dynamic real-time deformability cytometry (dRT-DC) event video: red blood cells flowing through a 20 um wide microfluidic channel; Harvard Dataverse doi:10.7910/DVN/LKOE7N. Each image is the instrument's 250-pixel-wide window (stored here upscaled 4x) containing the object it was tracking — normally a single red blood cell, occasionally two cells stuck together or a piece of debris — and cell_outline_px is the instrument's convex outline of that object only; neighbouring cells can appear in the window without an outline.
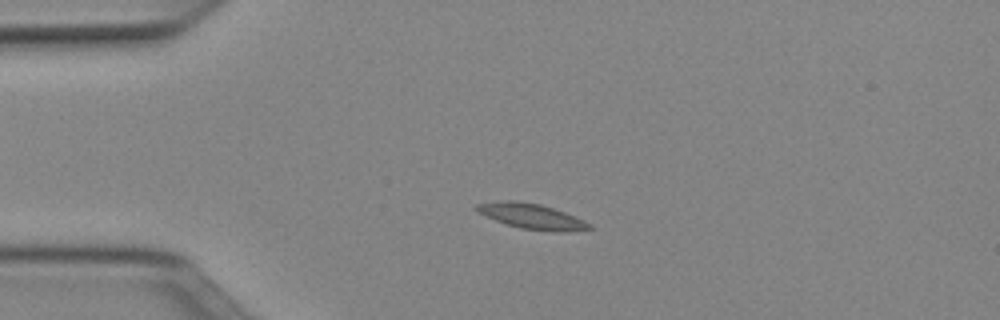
{"species": "Egyptian fruit bat (a non-hibernating species)", "species_latin": "Rousettus aegyptiacus", "temperature_condition": "cold", "stored_images_in_passage": 51, "camera_frame_rate_fps": 3000, "um_per_image_px": 0.085, "animal": {"sex": "female"}, "frame": {"image": 1, "passage_image": 12, "time_ms": 3.667, "image_size_px": [1000, 320], "cell_outline_px": [[592, 228], [564, 232], [552, 232], [520, 228], [496, 220], [476, 212], [472, 208], [476, 204], [508, 200], [516, 200], [540, 204], [564, 212], [584, 220], [592, 224]], "centroid_in_image_um": [45.18, 18.38], "position_along_channel_um": 39.8, "area_um2": 16.59}}
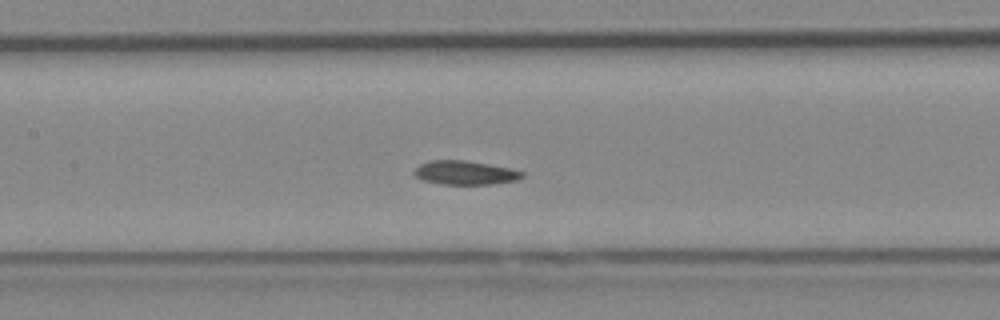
{"frame": {"image": 2, "passage_image": 24, "time_ms": 7.667, "image_size_px": [1000, 320], "cell_outline_px": [[524, 176], [516, 180], [492, 184], [440, 184], [420, 180], [412, 172], [420, 164], [428, 160], [464, 160], [488, 164], [508, 168], [524, 172]], "centroid_in_image_um": [39.48, 14.68], "position_along_channel_um": 167.9, "area_um2": 15.03}}
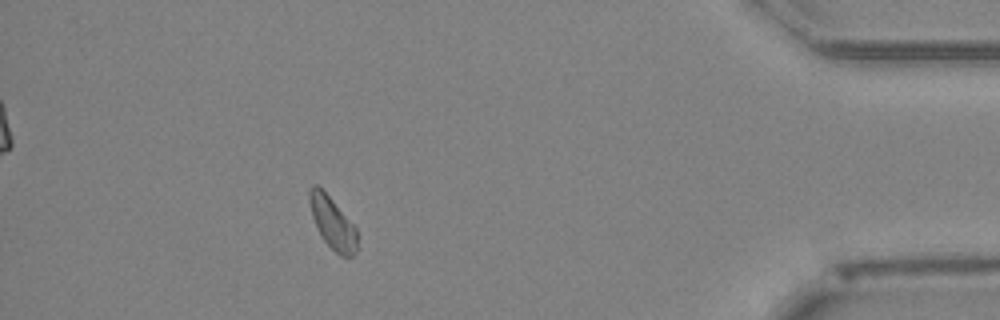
{"frame": {"image": 3, "passage_image": 46, "time_ms": 15.0, "image_size_px": [1000, 320], "cell_outline_px": [[356, 252], [352, 256], [340, 256], [320, 236], [312, 216], [308, 200], [308, 192], [312, 184], [316, 184], [332, 200], [356, 228]], "centroid_in_image_um": [28.23, 18.94], "position_along_channel_um": 407.0, "area_um2": 14.1}}